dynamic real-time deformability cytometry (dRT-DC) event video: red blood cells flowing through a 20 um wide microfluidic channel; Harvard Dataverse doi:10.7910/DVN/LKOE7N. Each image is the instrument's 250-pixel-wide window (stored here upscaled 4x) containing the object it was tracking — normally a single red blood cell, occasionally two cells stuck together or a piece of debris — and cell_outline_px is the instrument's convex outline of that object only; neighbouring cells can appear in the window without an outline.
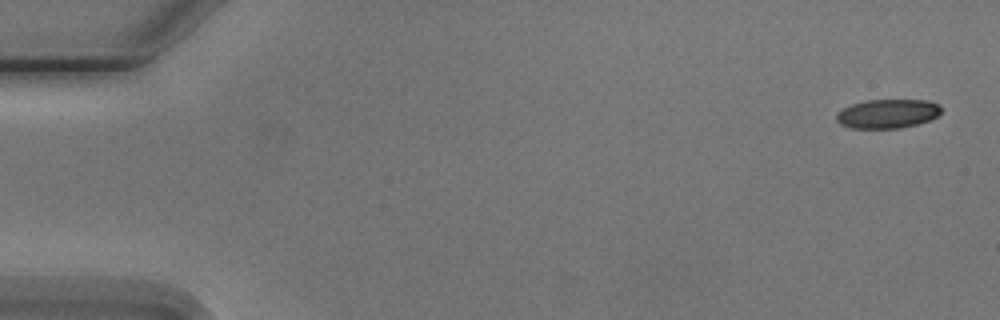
{"species": "Egyptian fruit bat (a non-hibernating species)", "species_latin": "Rousettus aegyptiacus", "temperature_condition": "cold", "stored_images_in_passage": 6, "camera_frame_rate_fps": 3000, "um_per_image_px": 0.085, "animal": {"sex": "male"}, "frame": {"image": 1, "passage_image": 1, "time_ms": 0.0, "image_size_px": [1000, 320], "cell_outline_px": [[940, 112], [936, 116], [928, 120], [916, 124], [900, 128], [852, 128], [840, 124], [836, 120], [836, 112], [852, 104], [868, 100], [928, 100], [940, 104]], "centroid_in_image_um": [75.42, 9.66], "position_along_channel_um": 9.6, "area_um2": 17.63}}
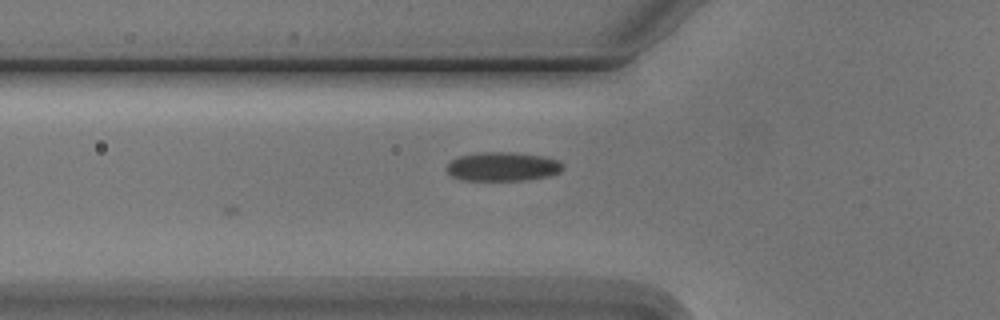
{"frame": {"image": 2, "passage_image": 6, "time_ms": 5.667, "image_size_px": [1000, 320], "cell_outline_px": [[564, 168], [560, 172], [548, 176], [520, 180], [460, 180], [452, 176], [444, 168], [452, 160], [460, 156], [480, 152], [512, 152], [544, 156], [560, 160], [564, 164]], "centroid_in_image_um": [42.74, 14.15], "position_along_channel_um": 83.1, "area_um2": 19.71}}